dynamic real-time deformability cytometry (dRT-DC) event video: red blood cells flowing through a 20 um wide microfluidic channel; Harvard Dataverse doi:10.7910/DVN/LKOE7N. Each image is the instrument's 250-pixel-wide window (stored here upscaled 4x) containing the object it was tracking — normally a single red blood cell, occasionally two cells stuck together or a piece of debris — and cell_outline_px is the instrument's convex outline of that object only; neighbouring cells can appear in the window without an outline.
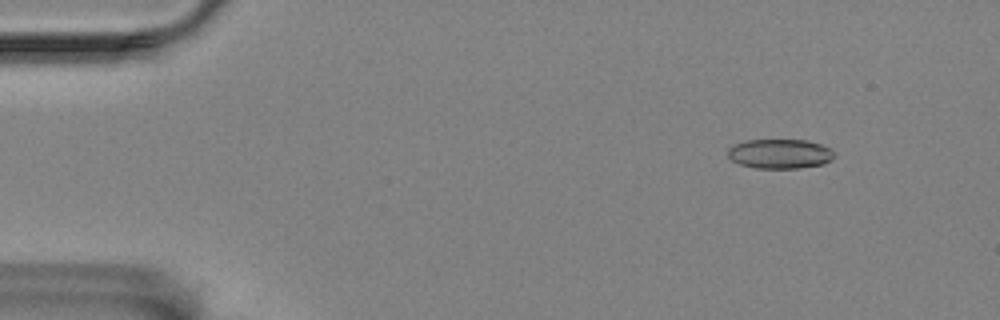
{"species": "Egyptian fruit bat (a non-hibernating species)", "species_latin": "Rousettus aegyptiacus", "temperature_condition": "room temperature", "stored_images_in_passage": 55, "camera_frame_rate_fps": 3000, "um_per_image_px": 0.085, "animal": {"sex": "female"}, "frame": {"image": 1, "passage_image": 4, "time_ms": 1.0, "image_size_px": [1000, 320], "cell_outline_px": [[836, 156], [832, 160], [824, 164], [800, 168], [756, 168], [740, 164], [732, 160], [728, 156], [728, 148], [732, 144], [744, 140], [808, 140], [832, 148], [836, 152]], "centroid_in_image_um": [66.33, 13.06], "position_along_channel_um": 18.7, "area_um2": 18.67}}
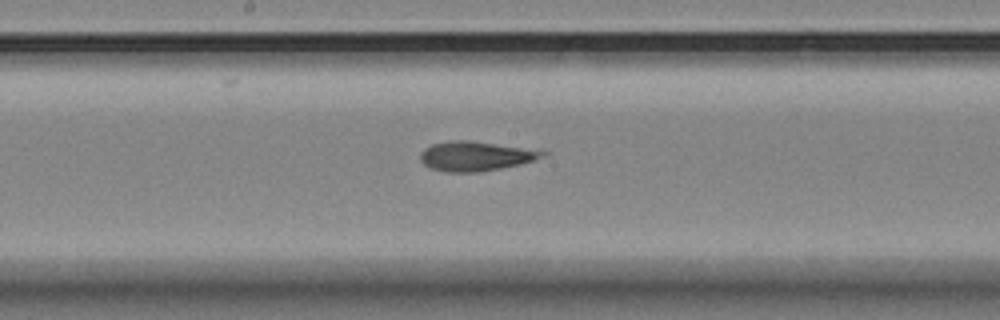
{"frame": {"image": 2, "passage_image": 28, "time_ms": 9.0, "image_size_px": [1000, 320], "cell_outline_px": [[548, 156], [520, 164], [480, 172], [444, 172], [432, 168], [424, 164], [420, 160], [420, 152], [424, 148], [432, 144], [452, 140], [468, 140], [540, 148], [548, 152]], "centroid_in_image_um": [40.53, 13.25], "position_along_channel_um": 207.7, "area_um2": 21.62}}
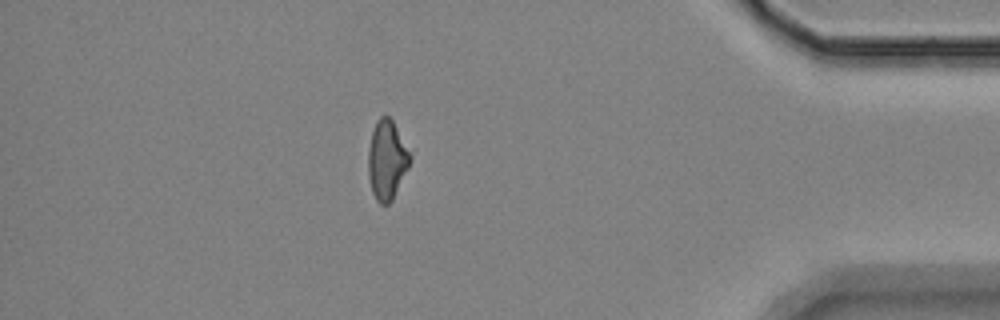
{"frame": {"image": 3, "passage_image": 48, "time_ms": 15.667, "image_size_px": [1000, 320], "cell_outline_px": [[412, 156], [408, 168], [392, 200], [388, 204], [380, 204], [376, 200], [372, 192], [368, 176], [368, 148], [372, 132], [376, 120], [380, 116], [388, 116], [392, 120], [412, 152]], "centroid_in_image_um": [32.89, 13.58], "position_along_channel_um": 402.3, "area_um2": 19.54}, "authors_computed_cell_mechanics": {"area_um2": 20.519, "velocity_mm_per_s": 3.4923, "shape_relaxation_time_tau1_ms": 9.0545, "shape_relaxation_time_tau2_ms": 9.3731, "deformation_change_tau1": 0.1089, "deformation_change_tau2": 0.2503}}